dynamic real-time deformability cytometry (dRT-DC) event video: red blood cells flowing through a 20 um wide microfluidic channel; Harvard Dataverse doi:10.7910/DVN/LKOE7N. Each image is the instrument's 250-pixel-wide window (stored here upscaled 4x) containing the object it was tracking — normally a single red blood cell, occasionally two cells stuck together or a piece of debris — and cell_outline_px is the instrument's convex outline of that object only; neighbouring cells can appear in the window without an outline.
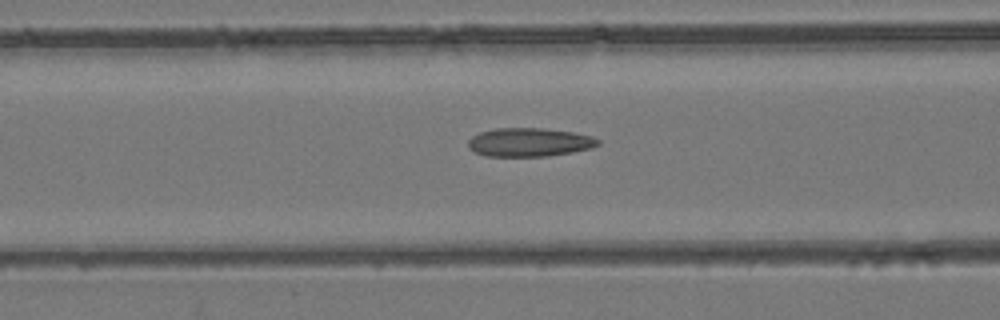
{"species": "common noctule bat (a hibernating species)", "species_latin": "Nyctalus noctula", "temperature_condition": "room temperature", "stored_images_in_passage": 53, "camera_frame_rate_fps": 3000, "um_per_image_px": 0.085, "animal": {"sex": "female", "body_mass_g": 24.6, "forearm_length_mm": 56.2}, "frame": {"image": 1, "passage_image": 22, "time_ms": 7.0, "image_size_px": [1000, 320], "cell_outline_px": [[600, 144], [592, 148], [572, 152], [548, 156], [484, 156], [468, 148], [468, 140], [472, 136], [480, 132], [496, 128], [540, 128], [576, 132], [592, 136], [600, 140]], "centroid_in_image_um": [45.01, 12.09], "position_along_channel_um": 121.6, "area_um2": 21.79}}
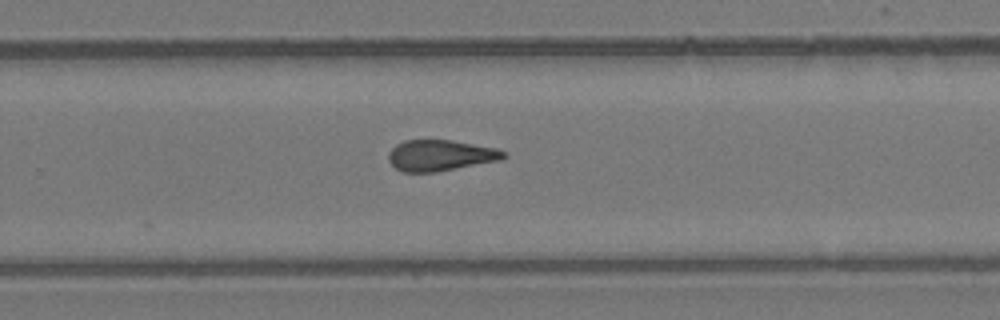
{"frame": {"image": 2, "passage_image": 35, "time_ms": 11.333, "image_size_px": [1000, 320], "cell_outline_px": [[508, 156], [500, 160], [436, 172], [404, 172], [396, 168], [388, 160], [388, 152], [396, 144], [404, 140], [452, 140], [496, 148], [508, 152]], "centroid_in_image_um": [37.44, 13.2], "position_along_channel_um": 292.4, "area_um2": 20.87}}
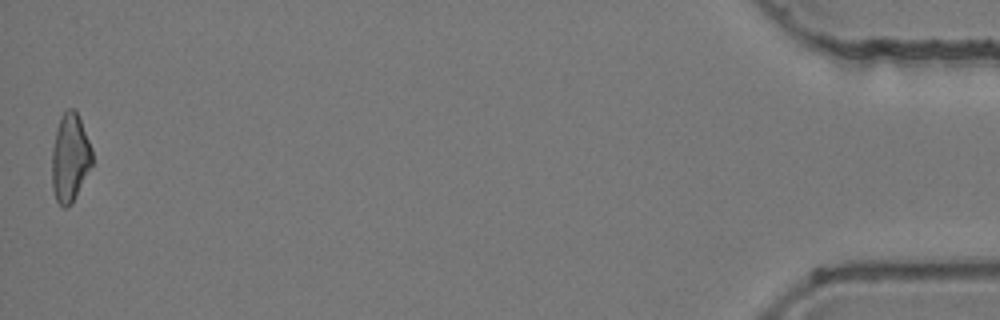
{"frame": {"image": 3, "passage_image": 53, "time_ms": 17.333, "image_size_px": [1000, 320], "cell_outline_px": [[92, 164], [72, 204], [68, 208], [64, 208], [56, 200], [52, 188], [52, 148], [56, 128], [60, 116], [68, 108], [76, 108], [92, 148]], "centroid_in_image_um": [5.94, 13.39], "position_along_channel_um": 429.3, "area_um2": 20.92}, "authors_computed_cell_mechanics": {"area_um2": 21.3282, "velocity_mm_per_s": 3.9506, "shape_relaxation_time_tau1_ms": null, "shape_relaxation_time_tau2_ms": 3.2915, "deformation_change_tau1": null, "deformation_change_tau2": 0.1185}}